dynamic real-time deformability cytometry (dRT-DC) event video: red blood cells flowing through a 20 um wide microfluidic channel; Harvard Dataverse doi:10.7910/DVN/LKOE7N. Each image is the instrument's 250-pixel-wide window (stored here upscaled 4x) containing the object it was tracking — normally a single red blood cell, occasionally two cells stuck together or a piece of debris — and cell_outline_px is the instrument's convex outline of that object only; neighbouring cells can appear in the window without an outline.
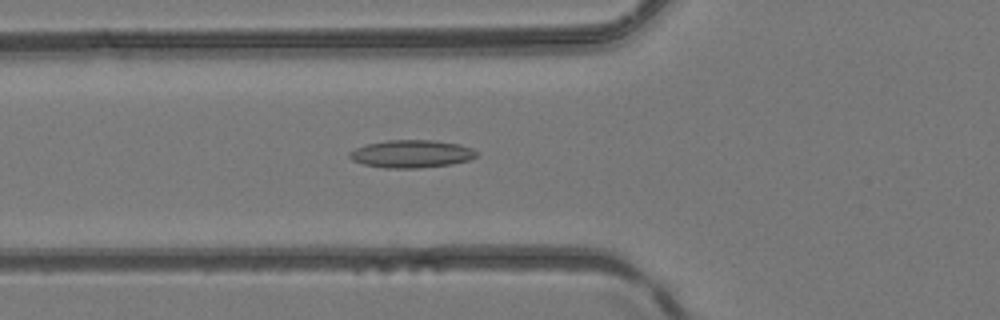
{"species": "common noctule bat (a hibernating species)", "species_latin": "Nyctalus noctula", "temperature_condition": "room temperature", "stored_images_in_passage": 24, "camera_frame_rate_fps": 3000, "um_per_image_px": 0.085, "animal": {"sex": "female", "body_mass_g": 24.6, "forearm_length_mm": 56.2}, "frame": {"image": 1, "passage_image": 9, "time_ms": 2.667, "image_size_px": [1000, 320], "cell_outline_px": [[476, 156], [468, 160], [452, 164], [420, 168], [384, 168], [364, 164], [352, 160], [348, 156], [348, 152], [356, 148], [368, 144], [388, 140], [432, 140], [460, 144], [472, 148], [476, 152]], "centroid_in_image_um": [34.96, 13.08], "position_along_channel_um": 90.8, "area_um2": 20.46}}
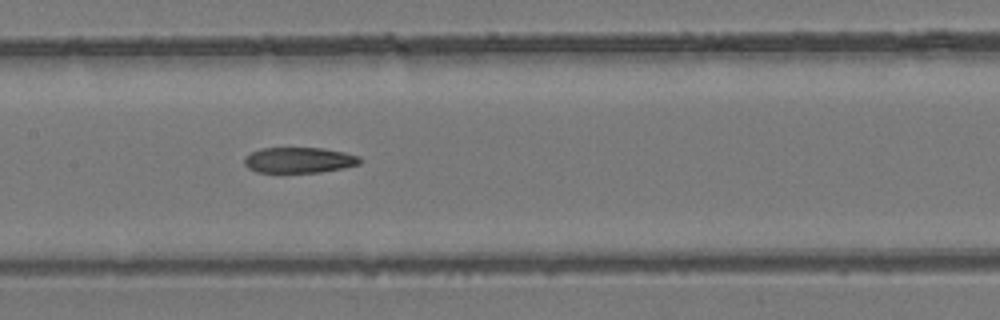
{"frame": {"image": 2, "passage_image": 15, "time_ms": 4.667, "image_size_px": [1000, 320], "cell_outline_px": [[364, 160], [360, 164], [344, 168], [320, 172], [256, 172], [248, 168], [244, 164], [244, 156], [260, 148], [324, 148], [344, 152], [360, 156]], "centroid_in_image_um": [25.45, 13.6], "position_along_channel_um": 182.0, "area_um2": 17.46}}
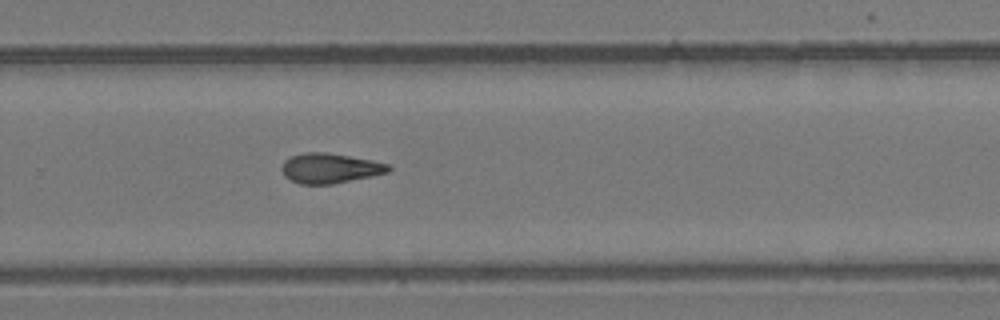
{"frame": {"image": 3, "passage_image": 23, "time_ms": 7.333, "image_size_px": [1000, 320], "cell_outline_px": [[392, 168], [388, 172], [372, 176], [332, 184], [300, 184], [288, 180], [284, 176], [280, 168], [284, 160], [292, 156], [304, 152], [324, 152], [372, 160], [388, 164]], "centroid_in_image_um": [28.0, 14.3], "position_along_channel_um": 301.8, "area_um2": 18.67}}